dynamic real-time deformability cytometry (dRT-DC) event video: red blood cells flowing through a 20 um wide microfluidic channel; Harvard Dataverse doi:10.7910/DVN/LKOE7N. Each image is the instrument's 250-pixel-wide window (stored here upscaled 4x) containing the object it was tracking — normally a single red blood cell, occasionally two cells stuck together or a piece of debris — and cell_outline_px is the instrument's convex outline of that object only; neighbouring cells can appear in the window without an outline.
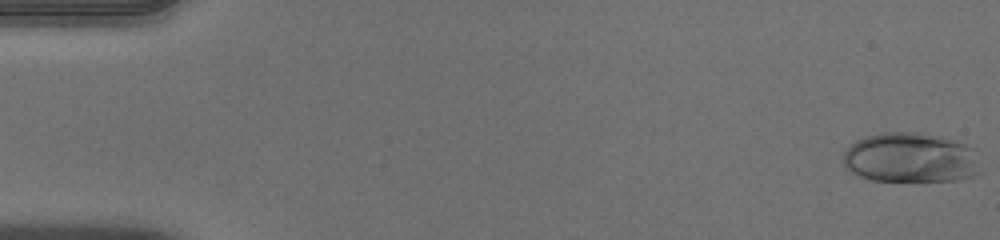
{"species": "human", "species_latin": "Homo sapiens", "temperature_condition": "warm", "stored_images_in_passage": 22, "camera_frame_rate_fps": 3000, "um_per_image_px": 0.085, "donor": {"sex": "male"}, "frame": {"image": 1, "passage_image": 1, "time_ms": 0.0, "image_size_px": [1000, 240], "cell_outline_px": [[972, 176], [956, 180], [872, 180], [860, 176], [852, 172], [844, 164], [844, 152], [856, 140], [868, 136], [884, 132], [912, 132], [936, 136], [952, 140], [964, 144], [972, 148]], "centroid_in_image_um": [77.25, 13.39], "position_along_channel_um": 7.7, "area_um2": 38.26}}
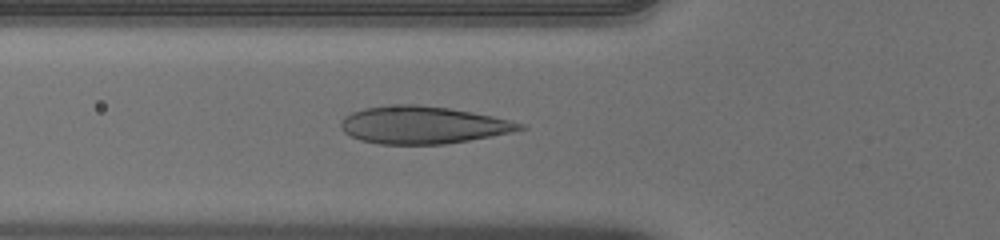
{"frame": {"image": 2, "passage_image": 19, "time_ms": 6.0, "image_size_px": [1000, 240], "cell_outline_px": [[528, 128], [512, 132], [468, 140], [444, 144], [380, 144], [360, 140], [344, 132], [340, 128], [340, 124], [344, 116], [352, 112], [364, 108], [388, 104], [416, 104], [448, 108], [472, 112], [492, 116], [524, 124]], "centroid_in_image_um": [35.91, 10.61], "position_along_channel_um": 89.9, "area_um2": 39.02}}
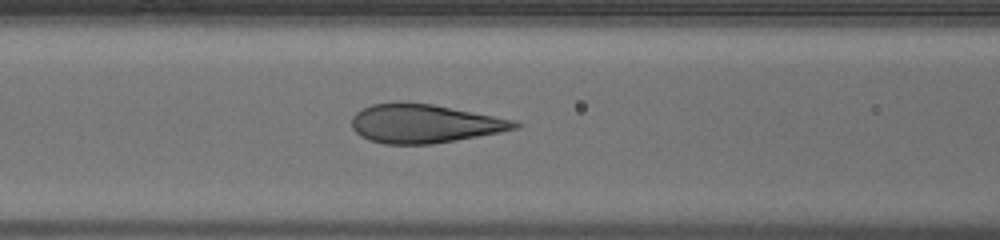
{"frame": {"image": 3, "passage_image": 22, "time_ms": 7.0, "image_size_px": [1000, 240], "cell_outline_px": [[520, 124], [516, 128], [500, 132], [456, 140], [432, 144], [384, 144], [368, 140], [360, 136], [352, 128], [352, 116], [356, 112], [372, 104], [396, 100], [400, 100], [432, 104], [516, 120]], "centroid_in_image_um": [36.02, 10.49], "position_along_channel_um": 130.6, "area_um2": 37.05}}